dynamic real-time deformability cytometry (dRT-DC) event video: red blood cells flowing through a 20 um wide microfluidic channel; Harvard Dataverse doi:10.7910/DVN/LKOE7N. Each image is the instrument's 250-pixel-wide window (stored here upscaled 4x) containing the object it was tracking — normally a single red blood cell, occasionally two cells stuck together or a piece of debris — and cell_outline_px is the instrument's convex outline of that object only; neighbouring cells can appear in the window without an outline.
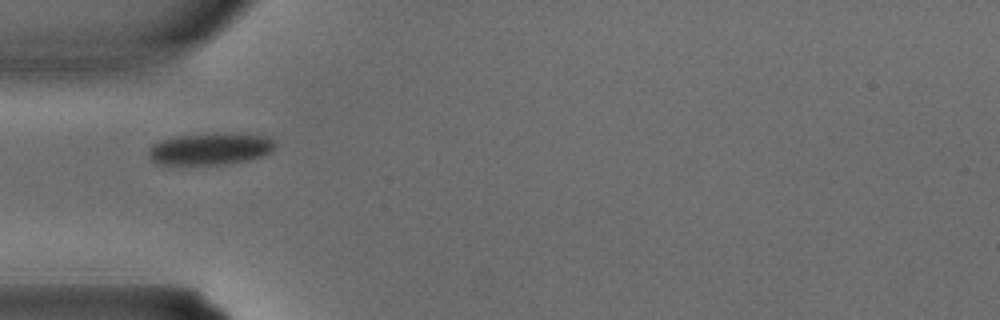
{"species": "common noctule bat (a hibernating species)", "species_latin": "Nyctalus noctula", "temperature_condition": "warm", "stored_images_in_passage": 1, "camera_frame_rate_fps": 3000, "um_per_image_px": 0.085, "animal": {"sex": "male", "body_mass_g": 15.6}, "frame": {"image": 1, "passage_image": 1, "time_ms": 0.0, "image_size_px": [1000, 320], "cell_outline_px": [[276, 148], [272, 152], [264, 156], [248, 160], [228, 164], [156, 164], [148, 156], [148, 148], [152, 144], [160, 140], [172, 136], [224, 132], [268, 136], [276, 144]], "centroid_in_image_um": [17.88, 12.64], "position_along_channel_um": 67.1, "area_um2": 24.04}}